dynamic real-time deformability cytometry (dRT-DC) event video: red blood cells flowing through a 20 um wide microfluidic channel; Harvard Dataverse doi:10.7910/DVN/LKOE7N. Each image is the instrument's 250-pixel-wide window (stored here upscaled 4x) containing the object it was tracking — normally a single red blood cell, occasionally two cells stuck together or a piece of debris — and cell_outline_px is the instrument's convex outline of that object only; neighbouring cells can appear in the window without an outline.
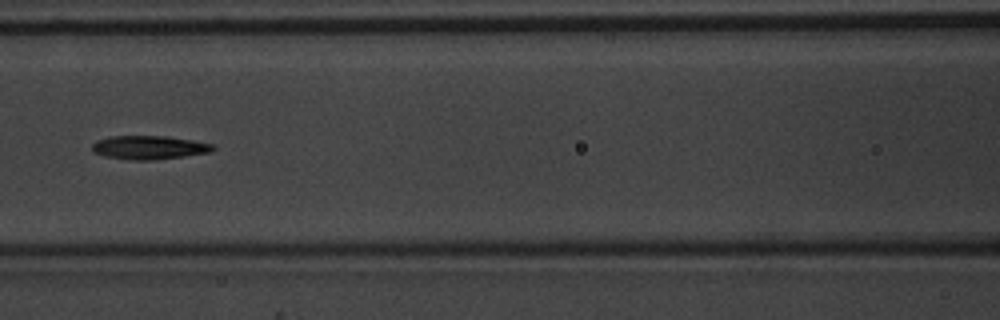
{"species": "common noctule bat (a hibernating species)", "species_latin": "Nyctalus noctula", "temperature_condition": "warm", "stored_images_in_passage": 7, "camera_frame_rate_fps": 3000, "um_per_image_px": 0.085, "animal": {"sex": "male", "body_mass_g": 20.1, "forearm_length_mm": 53.5}, "frame": {"image": 1, "passage_image": 6, "time_ms": 1.667, "image_size_px": [1000, 320], "cell_outline_px": [[216, 148], [212, 152], [184, 156], [152, 160], [128, 160], [104, 156], [92, 152], [92, 144], [96, 140], [108, 136], [168, 136], [216, 144]], "centroid_in_image_um": [12.68, 12.53], "position_along_channel_um": 153.9, "area_um2": 16.94}}
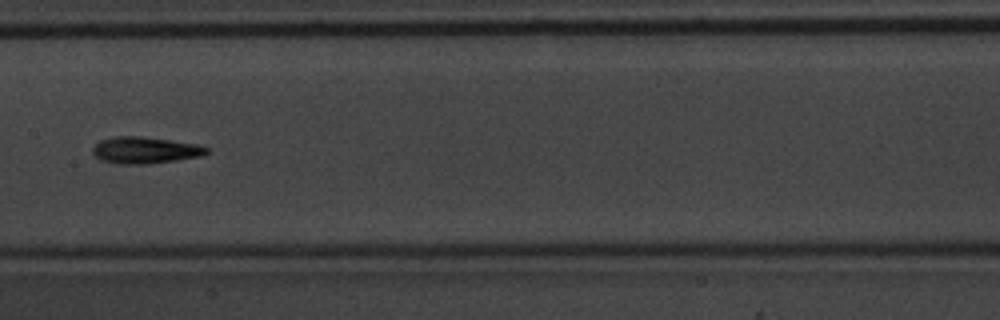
{"frame": {"image": 2, "passage_image": 7, "time_ms": 2.0, "image_size_px": [1000, 320], "cell_outline_px": [[208, 152], [200, 156], [176, 160], [148, 164], [116, 164], [100, 160], [92, 152], [92, 148], [100, 140], [116, 136], [140, 136], [196, 144], [208, 148]], "centroid_in_image_um": [12.28, 12.77], "position_along_channel_um": 195.1, "area_um2": 17.57}}